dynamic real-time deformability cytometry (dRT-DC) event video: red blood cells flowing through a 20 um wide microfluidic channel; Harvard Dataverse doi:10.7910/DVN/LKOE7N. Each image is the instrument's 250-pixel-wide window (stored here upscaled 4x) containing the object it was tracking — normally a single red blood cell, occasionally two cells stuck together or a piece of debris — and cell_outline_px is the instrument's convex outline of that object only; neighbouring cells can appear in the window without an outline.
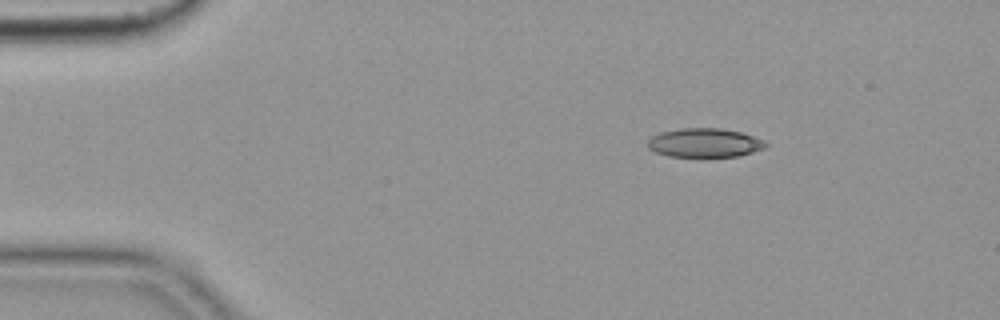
{"species": "common noctule bat (a hibernating species)", "species_latin": "Nyctalus noctula", "temperature_condition": "cold", "stored_images_in_passage": 48, "camera_frame_rate_fps": 3000, "um_per_image_px": 0.085, "animal": {"sex": "female", "body_mass_g": 19.9}, "frame": {"image": 1, "passage_image": 1, "time_ms": 0.0, "image_size_px": [1000, 320], "cell_outline_px": [[768, 144], [764, 148], [740, 156], [708, 160], [700, 160], [668, 156], [656, 152], [648, 148], [648, 140], [652, 136], [664, 132], [680, 128], [720, 128], [740, 132], [764, 140]], "centroid_in_image_um": [59.9, 12.2], "position_along_channel_um": 25.1, "area_um2": 20.81}}
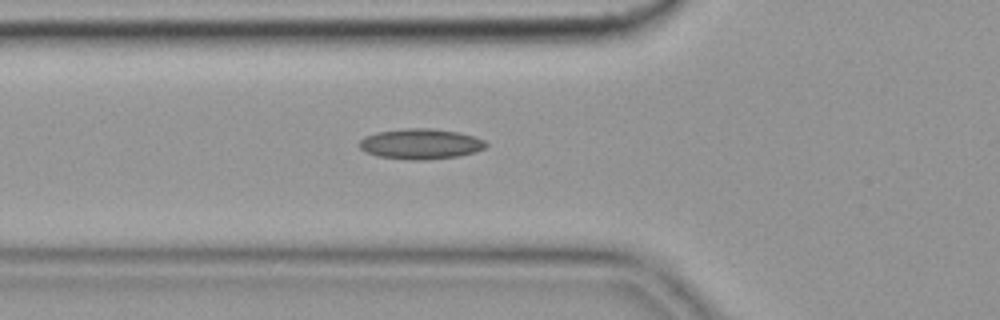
{"frame": {"image": 2, "passage_image": 12, "time_ms": 3.667, "image_size_px": [1000, 320], "cell_outline_px": [[488, 144], [484, 148], [476, 152], [460, 156], [428, 160], [412, 160], [376, 156], [360, 148], [356, 144], [364, 136], [376, 132], [408, 128], [432, 128], [460, 132], [484, 140]], "centroid_in_image_um": [35.75, 12.23], "position_along_channel_um": 90.1, "area_um2": 22.66}}
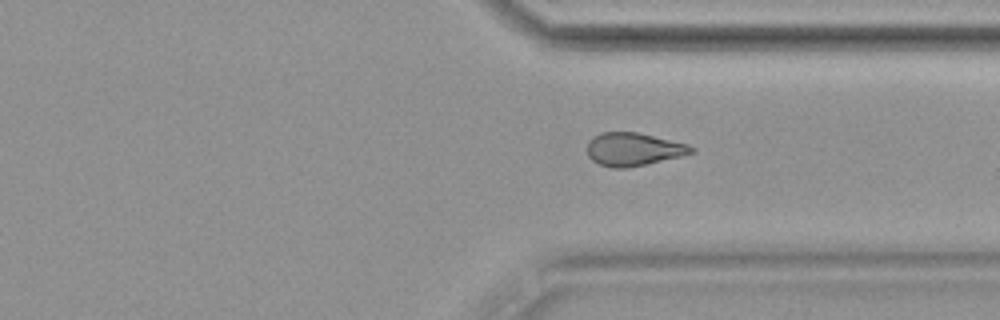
{"frame": {"image": 3, "passage_image": 34, "time_ms": 11.0, "image_size_px": [1000, 320], "cell_outline_px": [[696, 152], [680, 156], [628, 168], [612, 168], [600, 164], [592, 160], [588, 156], [588, 140], [592, 136], [600, 132], [636, 132], [688, 144], [696, 148]], "centroid_in_image_um": [53.83, 12.68], "position_along_channel_um": 357.6, "area_um2": 20.06}, "authors_computed_cell_mechanics": {"area_um2": 20.519, "velocity_mm_per_s": 3.639, "shape_relaxation_time_tau1_ms": null, "shape_relaxation_time_tau2_ms": 5.5187, "deformation_change_tau1": null, "deformation_change_tau2": 0.1487}}